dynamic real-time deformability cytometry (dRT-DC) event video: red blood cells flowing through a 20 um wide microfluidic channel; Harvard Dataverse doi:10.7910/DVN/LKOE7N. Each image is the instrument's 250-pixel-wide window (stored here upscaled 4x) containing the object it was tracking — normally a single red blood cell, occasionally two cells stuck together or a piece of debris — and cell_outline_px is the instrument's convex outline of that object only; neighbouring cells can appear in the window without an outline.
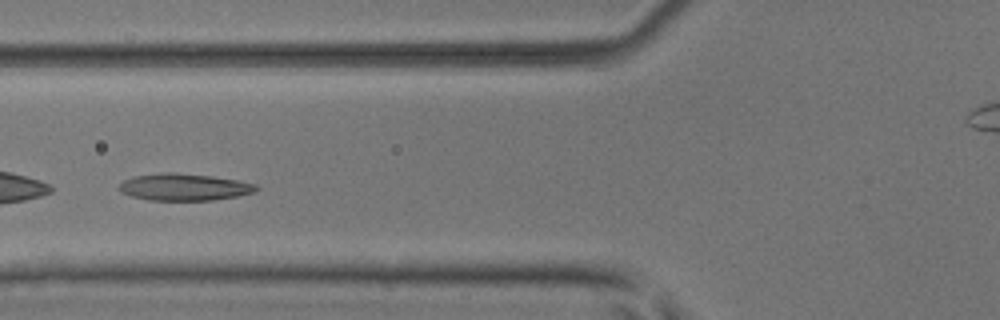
{"species": "common noctule bat (a hibernating species)", "species_latin": "Nyctalus noctula", "temperature_condition": "room temperature", "stored_images_in_passage": 5, "camera_frame_rate_fps": 3000, "um_per_image_px": 0.085, "animal": {"sex": "male", "body_mass_g": 17.9, "forearm_length_mm": 54.2}, "frame": {"image": 1, "passage_image": 4, "time_ms": 1.0, "image_size_px": [1000, 320], "cell_outline_px": [[260, 188], [256, 192], [236, 196], [212, 200], [148, 200], [132, 196], [120, 192], [116, 188], [124, 180], [132, 176], [160, 172], [176, 172], [212, 176], [236, 180], [256, 184]], "centroid_in_image_um": [15.62, 15.89], "position_along_channel_um": 110.2, "area_um2": 21.73}}
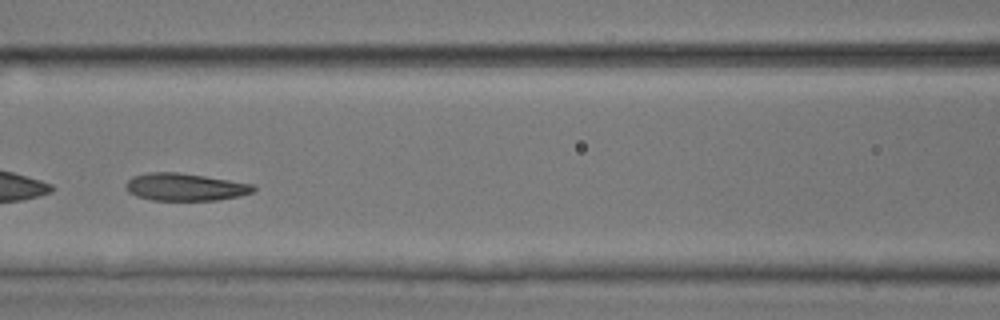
{"frame": {"image": 2, "passage_image": 5, "time_ms": 1.333, "image_size_px": [1000, 320], "cell_outline_px": [[256, 188], [252, 192], [240, 196], [216, 200], [152, 200], [136, 196], [128, 192], [124, 184], [132, 176], [148, 172], [176, 172], [204, 176], [256, 184]], "centroid_in_image_um": [15.72, 15.89], "position_along_channel_um": 150.9, "area_um2": 20.52}}